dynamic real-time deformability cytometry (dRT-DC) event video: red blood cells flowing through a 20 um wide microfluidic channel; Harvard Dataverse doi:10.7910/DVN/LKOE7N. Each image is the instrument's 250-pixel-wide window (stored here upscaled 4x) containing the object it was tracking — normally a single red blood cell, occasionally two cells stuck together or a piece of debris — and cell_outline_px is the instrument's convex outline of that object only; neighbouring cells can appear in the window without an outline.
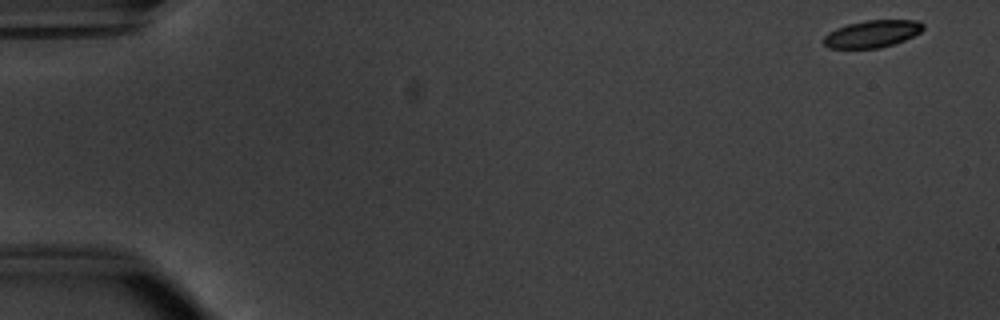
{"species": "common noctule bat (a hibernating species)", "species_latin": "Nyctalus noctula", "temperature_condition": "warm", "stored_images_in_passage": 52, "camera_frame_rate_fps": 3000, "um_per_image_px": 0.085, "animal": {"sex": "male", "body_mass_g": 20.1, "forearm_length_mm": 53.5}, "frame": {"image": 1, "passage_image": 1, "time_ms": 0.0, "image_size_px": [1000, 320], "cell_outline_px": [[924, 28], [920, 32], [904, 40], [880, 48], [828, 48], [824, 44], [824, 36], [828, 32], [836, 28], [848, 24], [864, 20], [916, 20], [924, 24]], "centroid_in_image_um": [74.12, 2.87], "position_along_channel_um": 10.9, "area_um2": 15.72}}
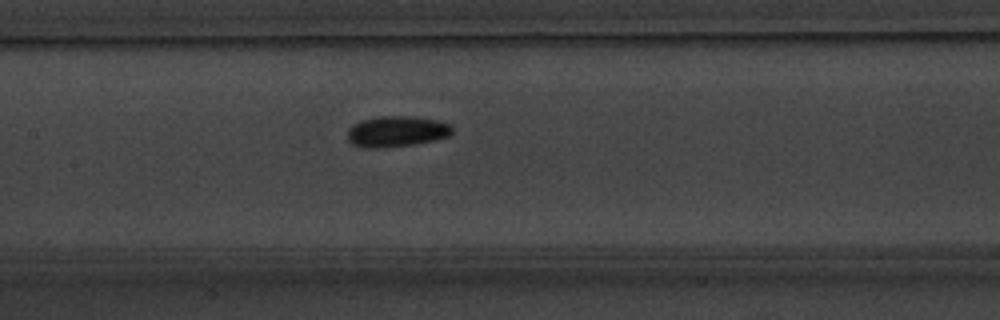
{"frame": {"image": 2, "passage_image": 25, "time_ms": 8.0, "image_size_px": [1000, 320], "cell_outline_px": [[452, 132], [448, 136], [432, 140], [412, 144], [384, 148], [364, 148], [352, 144], [348, 140], [348, 128], [352, 124], [360, 120], [380, 116], [412, 116], [440, 120], [452, 124]], "centroid_in_image_um": [33.69, 11.16], "position_along_channel_um": 173.7, "area_um2": 19.02}}
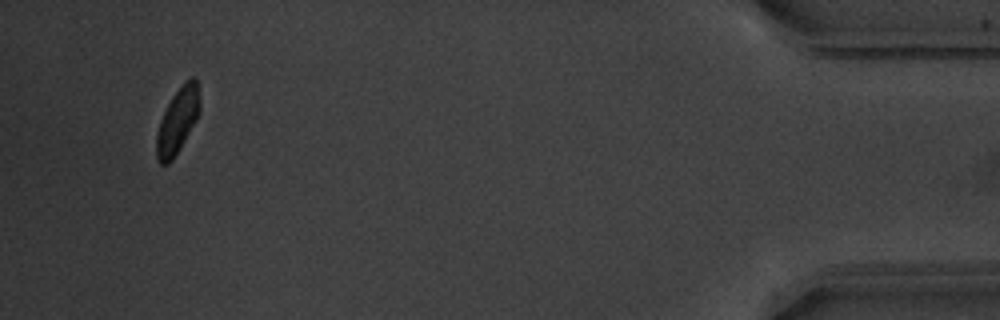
{"frame": {"image": 3, "passage_image": 50, "time_ms": 16.333, "image_size_px": [1000, 320], "cell_outline_px": [[200, 112], [196, 120], [180, 148], [172, 160], [168, 164], [160, 164], [156, 160], [156, 136], [160, 120], [172, 96], [192, 76], [196, 76], [200, 104]], "centroid_in_image_um": [15.09, 10.3], "position_along_channel_um": 420.1, "area_um2": 16.3}, "authors_computed_cell_mechanics": {"area_um2": 17.2533, "velocity_mm_per_s": 3.7989, "shape_relaxation_time_tau1_ms": 2.9591, "shape_relaxation_time_tau2_ms": null, "deformation_change_tau1": 0.1258, "deformation_change_tau2": null}}